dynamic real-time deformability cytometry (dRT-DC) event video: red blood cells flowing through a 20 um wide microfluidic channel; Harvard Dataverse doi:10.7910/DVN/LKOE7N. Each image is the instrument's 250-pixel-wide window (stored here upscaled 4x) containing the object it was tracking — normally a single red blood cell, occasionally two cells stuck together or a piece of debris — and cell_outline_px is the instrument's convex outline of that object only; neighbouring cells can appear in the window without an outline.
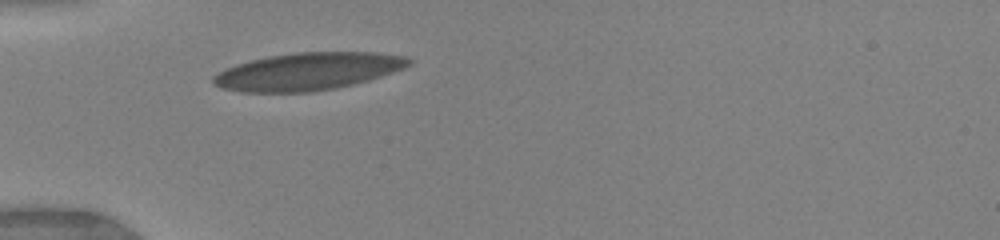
{"species": "human", "species_latin": "Homo sapiens", "temperature_condition": "warm", "stored_images_in_passage": 28, "camera_frame_rate_fps": 3000, "um_per_image_px": 0.085, "donor": {"sex": "female"}, "frame": {"image": 1, "passage_image": 1, "time_ms": 0.0, "image_size_px": [1000, 240], "cell_outline_px": [[412, 64], [404, 68], [368, 80], [336, 88], [312, 92], [240, 92], [220, 88], [212, 84], [212, 76], [224, 68], [236, 64], [268, 56], [296, 52], [376, 52], [408, 56], [412, 60]], "centroid_in_image_um": [26.14, 6.07], "position_along_channel_um": 58.9, "area_um2": 42.95}}
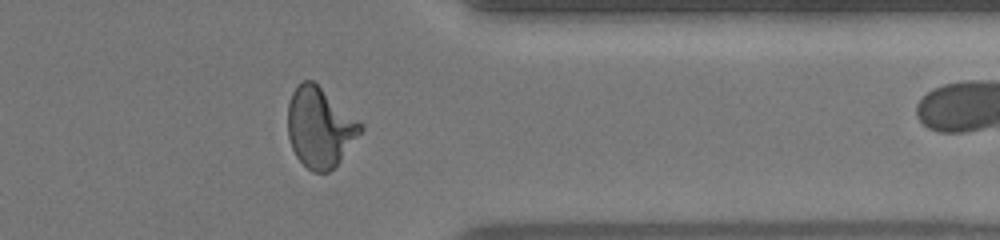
{"frame": {"image": 2, "passage_image": 25, "time_ms": 7.0, "image_size_px": [1000, 240], "cell_outline_px": [[364, 128], [340, 160], [328, 172], [312, 172], [296, 156], [292, 148], [288, 136], [288, 104], [292, 92], [304, 80], [312, 80], [356, 120]], "centroid_in_image_um": [27.14, 10.85], "position_along_channel_um": 384.3, "area_um2": 32.83}}